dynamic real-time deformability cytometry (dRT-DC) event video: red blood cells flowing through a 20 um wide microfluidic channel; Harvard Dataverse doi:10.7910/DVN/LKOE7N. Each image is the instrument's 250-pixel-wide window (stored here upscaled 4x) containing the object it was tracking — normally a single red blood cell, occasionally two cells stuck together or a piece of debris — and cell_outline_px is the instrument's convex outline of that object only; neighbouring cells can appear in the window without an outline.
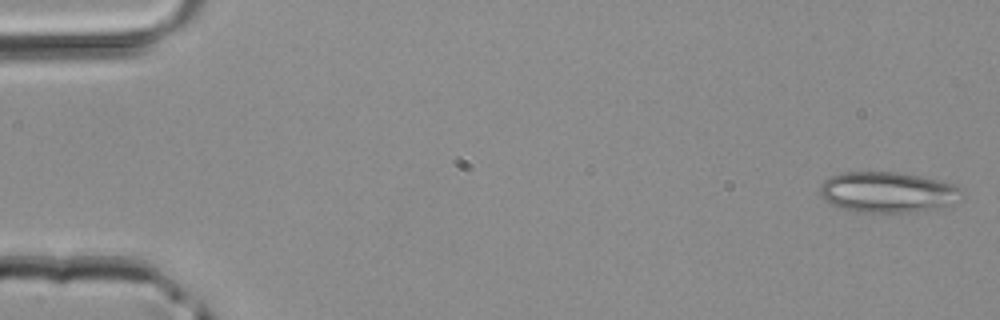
{"species": "common noctule bat (a hibernating species)", "species_latin": "Nyctalus noctula", "temperature_condition": "room temperature", "stored_images_in_passage": 4, "camera_frame_rate_fps": 3000, "um_per_image_px": 0.085, "animal": {"sex": "male", "body_mass_g": 20.4}, "frame": {"image": 1, "passage_image": 1, "time_ms": 0.0, "image_size_px": [1000, 320], "cell_outline_px": [[964, 192], [952, 204], [944, 208], [908, 212], [852, 212], [832, 204], [824, 200], [820, 192], [820, 184], [824, 180], [840, 172], [900, 172], [920, 176], [956, 184]], "centroid_in_image_um": [75.46, 16.34], "position_along_channel_um": 9.5, "area_um2": 33.87}}